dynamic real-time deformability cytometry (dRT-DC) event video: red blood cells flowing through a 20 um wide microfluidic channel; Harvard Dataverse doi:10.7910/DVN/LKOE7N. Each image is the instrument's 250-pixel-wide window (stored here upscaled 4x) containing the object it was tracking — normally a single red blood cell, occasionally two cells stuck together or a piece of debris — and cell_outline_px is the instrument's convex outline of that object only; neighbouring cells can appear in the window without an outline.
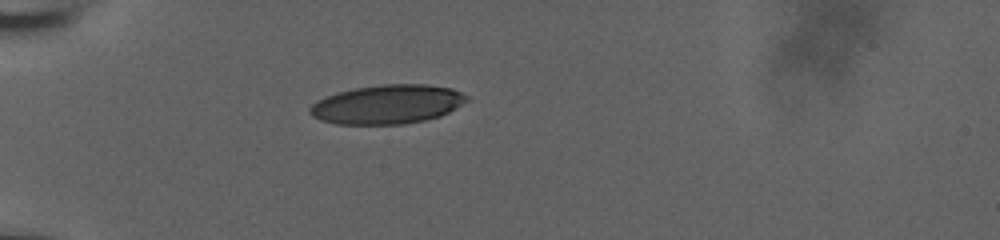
{"species": "human", "species_latin": "Homo sapiens", "temperature_condition": "room temperature", "stored_images_in_passage": 38, "camera_frame_rate_fps": 3000, "um_per_image_px": 0.085, "donor": {"sex": "male"}, "frame": {"image": 1, "passage_image": 1, "time_ms": 0.0, "image_size_px": [1000, 240], "cell_outline_px": [[468, 100], [448, 112], [440, 116], [424, 120], [404, 124], [336, 124], [320, 120], [312, 116], [308, 112], [308, 108], [316, 100], [324, 96], [336, 92], [356, 88], [384, 84], [428, 84], [452, 88], [468, 96]], "centroid_in_image_um": [32.88, 8.86], "position_along_channel_um": 52.1, "area_um2": 35.84}}
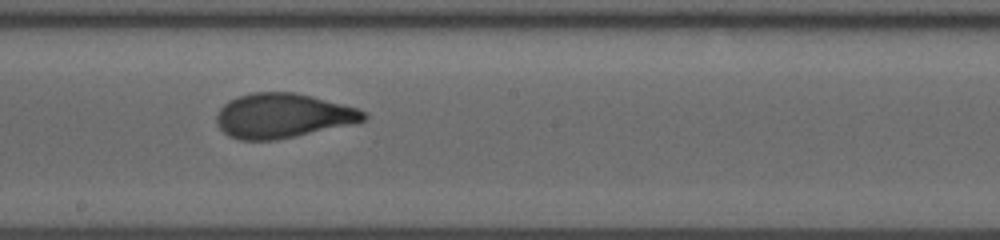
{"frame": {"image": 2, "passage_image": 16, "time_ms": 5.0, "image_size_px": [1000, 240], "cell_outline_px": [[368, 116], [364, 120], [356, 124], [272, 140], [240, 140], [228, 136], [216, 124], [216, 116], [220, 108], [228, 100], [236, 96], [252, 92], [296, 92], [312, 96], [356, 108], [368, 112]], "centroid_in_image_um": [24.03, 9.83], "position_along_channel_um": 224.2, "area_um2": 38.32}}
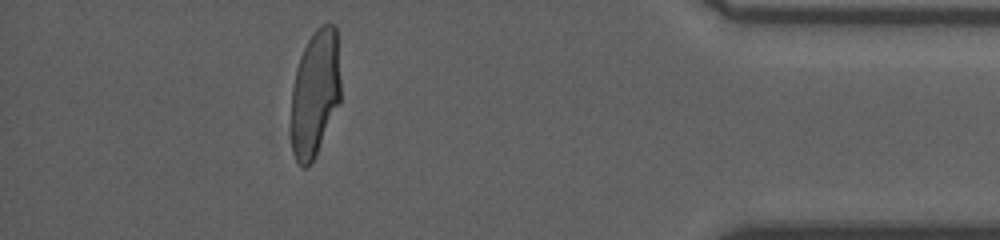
{"frame": {"image": 3, "passage_image": 33, "time_ms": 10.667, "image_size_px": [1000, 240], "cell_outline_px": [[340, 100], [316, 152], [312, 160], [304, 168], [296, 160], [292, 152], [292, 88], [296, 68], [300, 56], [308, 40], [316, 28], [320, 24], [332, 24], [336, 28], [340, 80]], "centroid_in_image_um": [26.77, 7.86], "position_along_channel_um": 408.4, "area_um2": 35.89}, "authors_computed_cell_mechanics": {"area_um2": 37.9168, "velocity_mm_per_s": 3.9491, "shape_relaxation_time_tau1_ms": 6.7582, "shape_relaxation_time_tau2_ms": null, "deformation_change_tau1": 0.2214, "deformation_change_tau2": null}}